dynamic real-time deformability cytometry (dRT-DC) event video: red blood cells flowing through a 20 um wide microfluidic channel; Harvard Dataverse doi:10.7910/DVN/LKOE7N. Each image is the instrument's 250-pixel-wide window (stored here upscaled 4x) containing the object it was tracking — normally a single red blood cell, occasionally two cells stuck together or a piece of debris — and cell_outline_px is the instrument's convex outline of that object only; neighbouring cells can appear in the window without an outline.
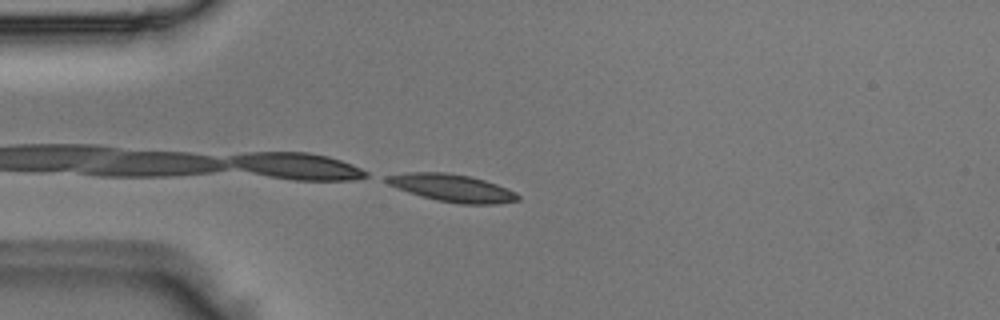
{"species": "Egyptian fruit bat (a non-hibernating species)", "species_latin": "Rousettus aegyptiacus", "temperature_condition": "room temperature", "stored_images_in_passage": 5, "camera_frame_rate_fps": 3000, "um_per_image_px": 0.085, "animal": {"sex": "male"}, "frame": {"image": 1, "passage_image": 4, "time_ms": 1.0, "image_size_px": [1000, 320], "cell_outline_px": [[520, 200], [496, 204], [460, 204], [436, 200], [420, 196], [408, 192], [388, 184], [384, 180], [384, 176], [408, 172], [444, 172], [468, 176], [484, 180], [496, 184], [516, 192], [520, 196]], "centroid_in_image_um": [38.42, 15.98], "position_along_channel_um": 46.6, "area_um2": 21.04}}